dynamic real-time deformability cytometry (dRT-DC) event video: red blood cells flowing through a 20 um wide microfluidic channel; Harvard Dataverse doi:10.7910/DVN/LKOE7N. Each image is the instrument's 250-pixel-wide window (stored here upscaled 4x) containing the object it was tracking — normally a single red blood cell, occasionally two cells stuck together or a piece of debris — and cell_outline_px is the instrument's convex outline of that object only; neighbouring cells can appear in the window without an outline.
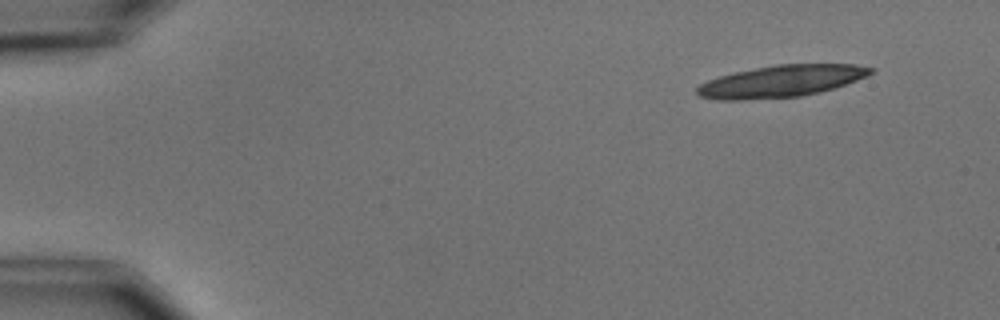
{"species": "common noctule bat (a hibernating species)", "species_latin": "Nyctalus noctula", "temperature_condition": "cold", "stored_images_in_passage": 7, "camera_frame_rate_fps": 3000, "um_per_image_px": 0.085, "animal": {"sex": "male", "body_mass_g": 15.6}, "frame": {"image": 1, "passage_image": 1, "time_ms": 0.0, "image_size_px": [1000, 320], "cell_outline_px": [[876, 68], [868, 76], [820, 92], [800, 96], [740, 100], [716, 100], [700, 96], [696, 92], [696, 88], [700, 84], [708, 80], [720, 76], [736, 72], [776, 64], [856, 64]], "centroid_in_image_um": [66.41, 6.9], "position_along_channel_um": 18.6, "area_um2": 32.02}}
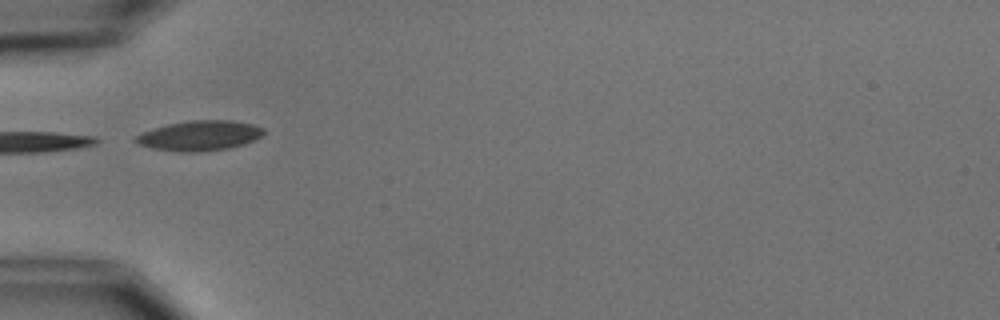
{"frame": {"image": 2, "passage_image": 5, "time_ms": 4.333, "image_size_px": [1000, 320], "cell_outline_px": [[264, 132], [260, 136], [244, 144], [228, 148], [200, 152], [176, 152], [152, 148], [140, 144], [132, 140], [136, 136], [152, 128], [168, 124], [188, 120], [232, 120], [252, 124], [264, 128]], "centroid_in_image_um": [16.94, 11.53], "position_along_channel_um": 68.1, "area_um2": 22.37}}
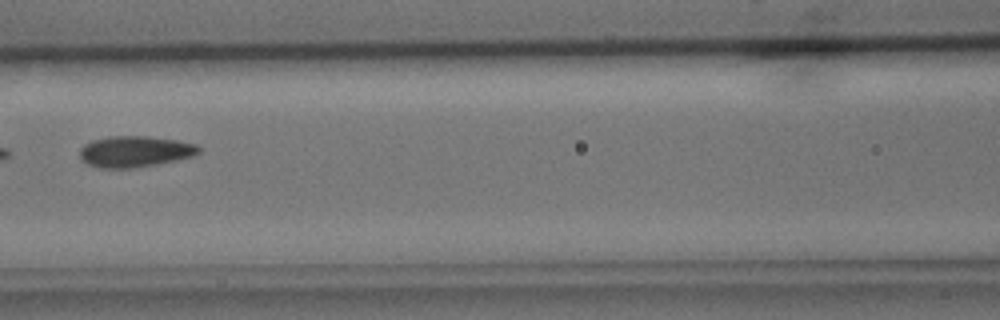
{"frame": {"image": 3, "passage_image": 7, "time_ms": 6.667, "image_size_px": [1000, 320], "cell_outline_px": [[200, 152], [192, 156], [176, 160], [156, 164], [132, 168], [100, 168], [88, 164], [80, 160], [80, 148], [84, 144], [92, 140], [108, 136], [148, 136], [176, 140], [196, 144], [200, 148]], "centroid_in_image_um": [11.43, 12.87], "position_along_channel_um": 155.2, "area_um2": 21.62}}